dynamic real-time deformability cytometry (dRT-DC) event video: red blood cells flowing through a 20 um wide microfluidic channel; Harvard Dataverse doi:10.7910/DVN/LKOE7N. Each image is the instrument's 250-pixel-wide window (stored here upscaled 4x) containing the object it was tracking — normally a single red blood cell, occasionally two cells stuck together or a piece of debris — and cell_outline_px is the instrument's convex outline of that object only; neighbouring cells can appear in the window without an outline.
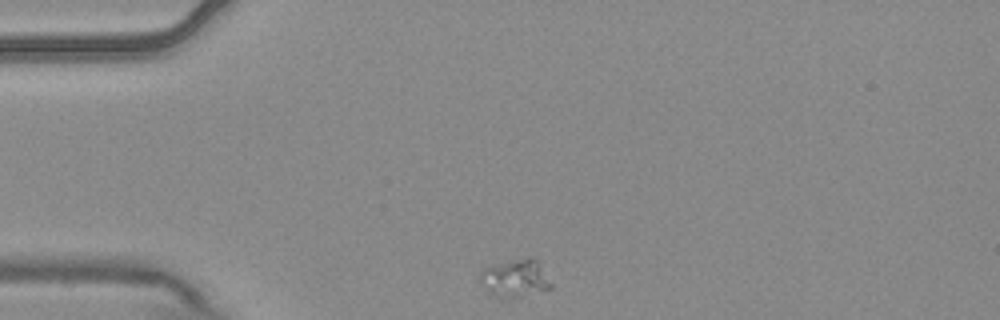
{"species": "common noctule bat (a hibernating species)", "species_latin": "Nyctalus noctula", "temperature_condition": "warm", "stored_images_in_passage": 2, "camera_frame_rate_fps": 3000, "um_per_image_px": 0.085, "animal": {"sex": "male", "body_mass_g": 20.4}, "frame": {"image": 1, "passage_image": 1, "time_ms": 0.0, "image_size_px": [1000, 320], "cell_outline_px": [[552, 288], [520, 296], [500, 300], [488, 292], [480, 280], [480, 272], [484, 268], [528, 256], [536, 260], [552, 284]], "centroid_in_image_um": [43.77, 23.68], "position_along_channel_um": 41.2, "area_um2": 15.32}}